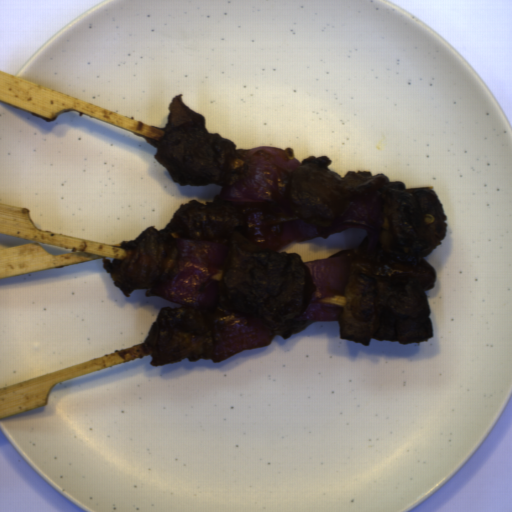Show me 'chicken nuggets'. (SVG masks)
<instances>
[{
	"label": "chicken nuggets",
	"mask_w": 512,
	"mask_h": 512,
	"mask_svg": "<svg viewBox=\"0 0 512 512\" xmlns=\"http://www.w3.org/2000/svg\"><path fill=\"white\" fill-rule=\"evenodd\" d=\"M326 156L307 157L291 175L283 197L288 214L313 225L322 237L345 218L355 196L375 184L370 172L348 171L345 177L329 169Z\"/></svg>",
	"instance_id": "chicken-nuggets-4"
},
{
	"label": "chicken nuggets",
	"mask_w": 512,
	"mask_h": 512,
	"mask_svg": "<svg viewBox=\"0 0 512 512\" xmlns=\"http://www.w3.org/2000/svg\"><path fill=\"white\" fill-rule=\"evenodd\" d=\"M378 229L361 243L350 267L338 319L341 339L369 345L371 339L411 344L432 338L426 292L434 267L424 258L446 235L444 209L424 187L383 186Z\"/></svg>",
	"instance_id": "chicken-nuggets-2"
},
{
	"label": "chicken nuggets",
	"mask_w": 512,
	"mask_h": 512,
	"mask_svg": "<svg viewBox=\"0 0 512 512\" xmlns=\"http://www.w3.org/2000/svg\"><path fill=\"white\" fill-rule=\"evenodd\" d=\"M236 143L209 133L205 117L183 103L182 93L169 105L165 134L153 156L180 187L215 184L226 173Z\"/></svg>",
	"instance_id": "chicken-nuggets-3"
},
{
	"label": "chicken nuggets",
	"mask_w": 512,
	"mask_h": 512,
	"mask_svg": "<svg viewBox=\"0 0 512 512\" xmlns=\"http://www.w3.org/2000/svg\"><path fill=\"white\" fill-rule=\"evenodd\" d=\"M213 341V314L209 309L166 306L143 342L152 349L150 364L155 367L183 359L197 361Z\"/></svg>",
	"instance_id": "chicken-nuggets-5"
},
{
	"label": "chicken nuggets",
	"mask_w": 512,
	"mask_h": 512,
	"mask_svg": "<svg viewBox=\"0 0 512 512\" xmlns=\"http://www.w3.org/2000/svg\"><path fill=\"white\" fill-rule=\"evenodd\" d=\"M247 220L235 204L216 197L204 204L191 200L163 230L148 227L136 240H124L123 259H103L113 283L126 296L166 282L178 272L177 239L227 240L228 256L217 303L221 308L260 321L275 335L291 338L316 323L298 320L309 307L314 279L298 253L254 247Z\"/></svg>",
	"instance_id": "chicken-nuggets-1"
}]
</instances>
